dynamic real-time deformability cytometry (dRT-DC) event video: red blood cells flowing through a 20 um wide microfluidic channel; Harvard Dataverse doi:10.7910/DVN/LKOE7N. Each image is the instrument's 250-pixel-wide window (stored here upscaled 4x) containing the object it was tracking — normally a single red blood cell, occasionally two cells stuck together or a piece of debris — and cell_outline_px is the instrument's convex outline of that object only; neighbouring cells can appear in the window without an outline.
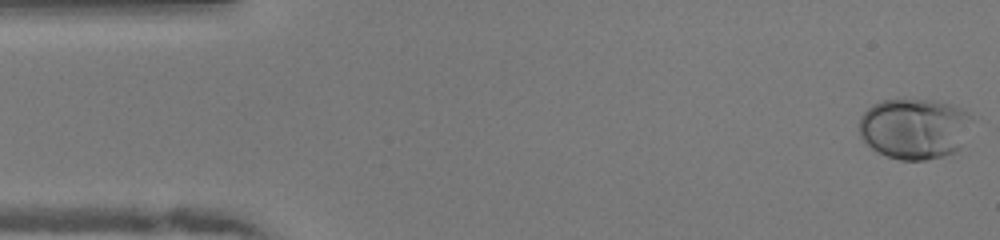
{"species": "human", "species_latin": "Homo sapiens", "temperature_condition": "warm", "stored_images_in_passage": 49, "camera_frame_rate_fps": 3000, "um_per_image_px": 0.085, "donor": {"sex": "female"}, "frame": {"image": 1, "passage_image": 1, "time_ms": 0.0, "image_size_px": [1000, 240], "cell_outline_px": [[980, 116], [960, 148], [956, 152], [944, 156], [924, 160], [900, 160], [876, 152], [860, 136], [860, 116], [872, 104], [880, 100], [904, 96], [936, 100], [952, 104], [964, 108]], "centroid_in_image_um": [77.84, 10.86], "position_along_channel_um": 7.2, "area_um2": 42.02}}
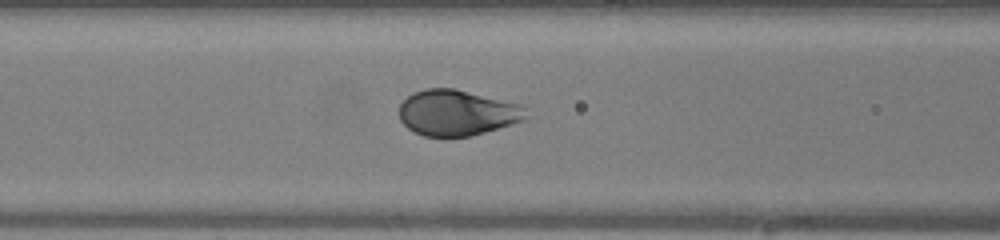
{"frame": {"image": 2, "passage_image": 19, "time_ms": 6.0, "image_size_px": [1000, 240], "cell_outline_px": [[524, 116], [520, 120], [512, 124], [484, 132], [468, 136], [424, 136], [408, 128], [400, 120], [400, 104], [408, 96], [424, 88], [452, 88], [524, 104]], "centroid_in_image_um": [38.83, 9.57], "position_along_channel_um": 127.8, "area_um2": 33.35}}
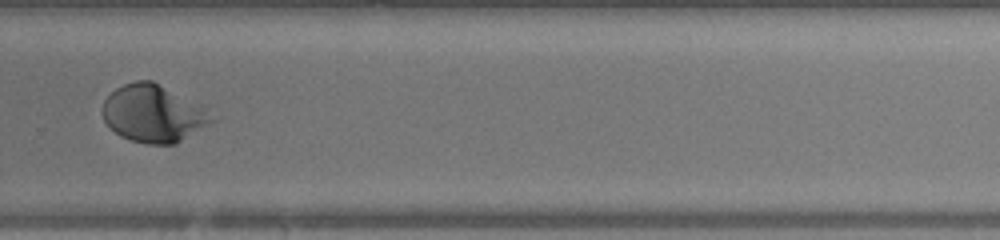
{"frame": {"image": 3, "passage_image": 33, "time_ms": 10.667, "image_size_px": [1000, 240], "cell_outline_px": [[216, 120], [176, 144], [148, 144], [132, 140], [120, 136], [104, 120], [100, 112], [104, 100], [116, 88], [124, 84], [136, 80], [152, 80], [200, 108]], "centroid_in_image_um": [12.94, 9.67], "position_along_channel_um": 316.9, "area_um2": 35.49}, "authors_computed_cell_mechanics": {"area_um2": 35.4314, "velocity_mm_per_s": 4.07, "shape_relaxation_time_tau1_ms": 2.6104, "shape_relaxation_time_tau2_ms": null, "deformation_change_tau1": 0.1788, "deformation_change_tau2": null}}